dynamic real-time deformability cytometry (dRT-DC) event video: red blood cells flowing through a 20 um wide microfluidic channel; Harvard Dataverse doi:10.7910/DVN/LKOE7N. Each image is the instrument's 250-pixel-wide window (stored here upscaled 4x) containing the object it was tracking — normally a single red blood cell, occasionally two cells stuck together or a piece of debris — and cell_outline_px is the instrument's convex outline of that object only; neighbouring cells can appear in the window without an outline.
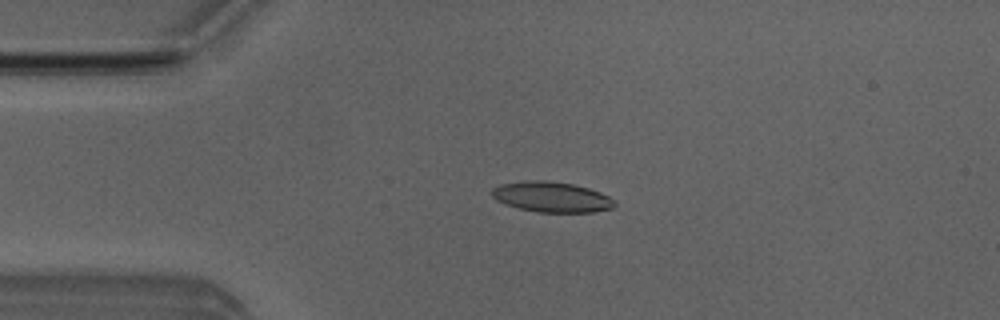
{"species": "Egyptian fruit bat (a non-hibernating species)", "species_latin": "Rousettus aegyptiacus", "temperature_condition": "room temperature", "stored_images_in_passage": 5, "camera_frame_rate_fps": 3000, "um_per_image_px": 0.085, "animal": {"sex": "male"}, "frame": {"image": 1, "passage_image": 3, "time_ms": 2.333, "image_size_px": [1000, 320], "cell_outline_px": [[616, 204], [612, 208], [592, 212], [536, 212], [504, 204], [496, 200], [492, 196], [492, 188], [500, 184], [524, 180], [544, 180], [572, 184], [588, 188], [600, 192], [616, 200]], "centroid_in_image_um": [46.87, 16.74], "position_along_channel_um": 38.1, "area_um2": 21.79}}